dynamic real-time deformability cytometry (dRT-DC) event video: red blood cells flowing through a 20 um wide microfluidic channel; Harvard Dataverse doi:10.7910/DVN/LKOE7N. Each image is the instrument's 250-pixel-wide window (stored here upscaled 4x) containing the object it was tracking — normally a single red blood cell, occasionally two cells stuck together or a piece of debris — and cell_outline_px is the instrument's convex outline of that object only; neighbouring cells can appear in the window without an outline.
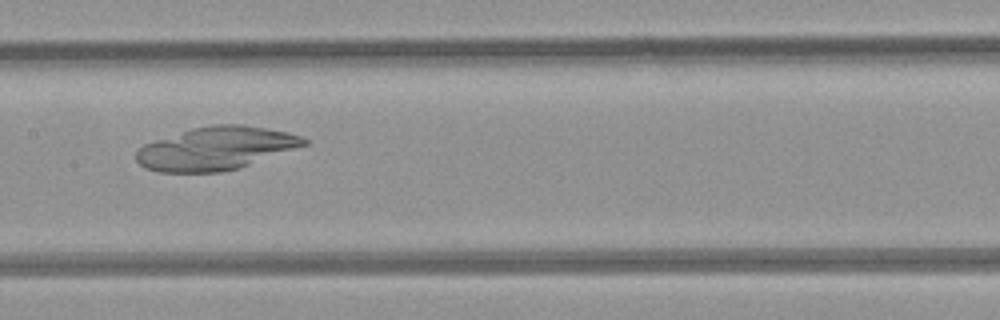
{"species": "common noctule bat (a hibernating species)", "species_latin": "Nyctalus noctula", "temperature_condition": "room temperature", "stored_images_in_passage": 7, "camera_frame_rate_fps": 3000, "um_per_image_px": 0.085, "animal": {"sex": "female", "body_mass_g": 21.9}, "frame": {"image": 1, "passage_image": 6, "time_ms": 6.667, "image_size_px": [1000, 320], "cell_outline_px": [[312, 144], [236, 168], [220, 172], [156, 172], [144, 168], [136, 160], [136, 152], [144, 144], [192, 128], [212, 124], [244, 124], [288, 132], [300, 136], [308, 140]], "centroid_in_image_um": [18.38, 12.61], "position_along_channel_um": 189.0, "area_um2": 42.08}}